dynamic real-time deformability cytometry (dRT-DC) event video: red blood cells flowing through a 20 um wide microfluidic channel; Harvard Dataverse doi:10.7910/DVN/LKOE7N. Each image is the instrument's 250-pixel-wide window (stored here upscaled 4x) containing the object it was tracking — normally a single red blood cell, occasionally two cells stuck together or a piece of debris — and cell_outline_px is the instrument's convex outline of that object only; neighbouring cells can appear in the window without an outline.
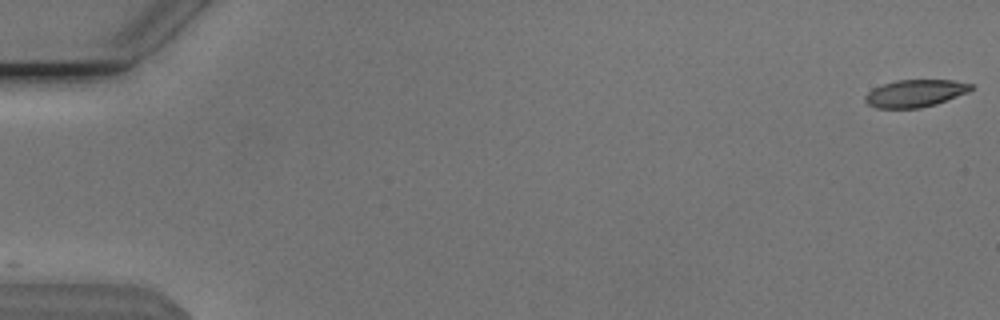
{"species": "Egyptian fruit bat (a non-hibernating species)", "species_latin": "Rousettus aegyptiacus", "temperature_condition": "cold", "stored_images_in_passage": 6, "camera_frame_rate_fps": 3000, "um_per_image_px": 0.085, "animal": {"sex": "male"}, "frame": {"image": 1, "passage_image": 1, "time_ms": 0.0, "image_size_px": [1000, 320], "cell_outline_px": [[972, 88], [968, 92], [936, 104], [920, 108], [876, 108], [868, 104], [864, 100], [864, 96], [872, 88], [896, 80], [952, 80], [972, 84]], "centroid_in_image_um": [77.76, 7.93], "position_along_channel_um": 7.2, "area_um2": 16.82}}